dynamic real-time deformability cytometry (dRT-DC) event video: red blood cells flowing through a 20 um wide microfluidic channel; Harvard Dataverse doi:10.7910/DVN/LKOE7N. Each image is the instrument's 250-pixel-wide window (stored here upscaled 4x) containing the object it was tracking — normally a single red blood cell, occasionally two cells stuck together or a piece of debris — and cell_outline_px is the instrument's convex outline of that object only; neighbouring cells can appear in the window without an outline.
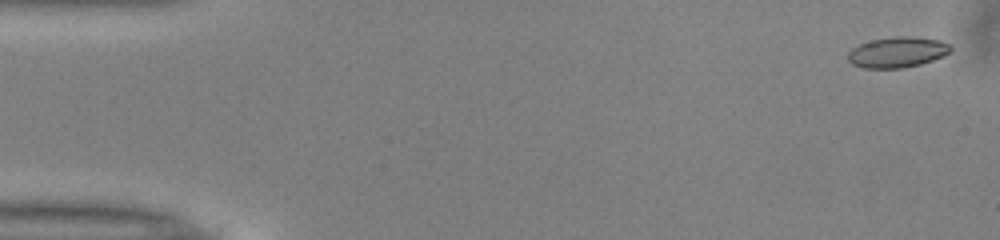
{"species": "common noctule bat (a hibernating species)", "species_latin": "Nyctalus noctula", "temperature_condition": "warm", "stored_images_in_passage": 42, "camera_frame_rate_fps": 3000, "um_per_image_px": 0.085, "animal": {"sex": "male", "body_mass_g": 13.0, "forearm_length_mm": 53.1}, "frame": {"image": 1, "passage_image": 2, "time_ms": 0.333, "image_size_px": [1000, 240], "cell_outline_px": [[952, 48], [948, 52], [932, 60], [920, 64], [900, 68], [864, 68], [852, 64], [848, 60], [848, 52], [852, 48], [860, 44], [872, 40], [896, 36], [908, 36], [940, 40], [948, 44]], "centroid_in_image_um": [76.23, 4.44], "position_along_channel_um": 8.8, "area_um2": 18.03}}
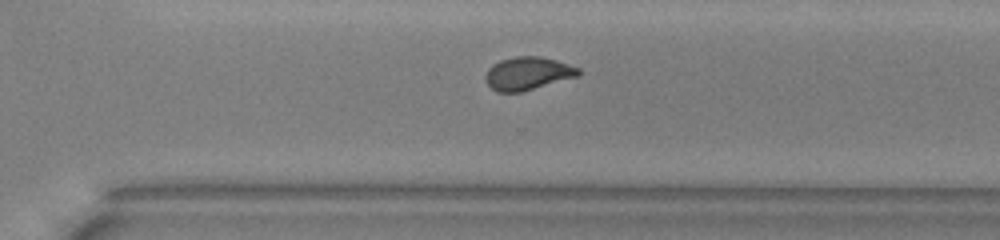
{"frame": {"image": 2, "passage_image": 36, "time_ms": 11.667, "image_size_px": [1000, 240], "cell_outline_px": [[580, 76], [520, 92], [496, 92], [488, 84], [484, 76], [488, 68], [492, 64], [500, 60], [516, 56], [540, 56], [556, 60], [580, 68]], "centroid_in_image_um": [44.86, 6.24], "position_along_channel_um": 325.7, "area_um2": 17.98}}
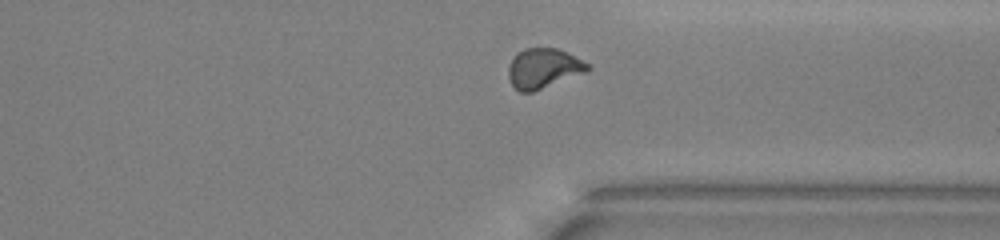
{"frame": {"image": 3, "passage_image": 39, "time_ms": 12.667, "image_size_px": [1000, 240], "cell_outline_px": [[592, 68], [588, 72], [532, 92], [520, 92], [512, 84], [508, 76], [508, 68], [516, 52], [524, 48], [556, 48], [588, 64]], "centroid_in_image_um": [46.18, 5.82], "position_along_channel_um": 365.2, "area_um2": 18.26}, "authors_computed_cell_mechanics": {"area_um2": 18.0625, "velocity_mm_per_s": 3.9846, "shape_relaxation_time_tau1_ms": 6.8749, "shape_relaxation_time_tau2_ms": 0.9952, "deformation_change_tau1": 0.154, "deformation_change_tau2": 0.0705}}